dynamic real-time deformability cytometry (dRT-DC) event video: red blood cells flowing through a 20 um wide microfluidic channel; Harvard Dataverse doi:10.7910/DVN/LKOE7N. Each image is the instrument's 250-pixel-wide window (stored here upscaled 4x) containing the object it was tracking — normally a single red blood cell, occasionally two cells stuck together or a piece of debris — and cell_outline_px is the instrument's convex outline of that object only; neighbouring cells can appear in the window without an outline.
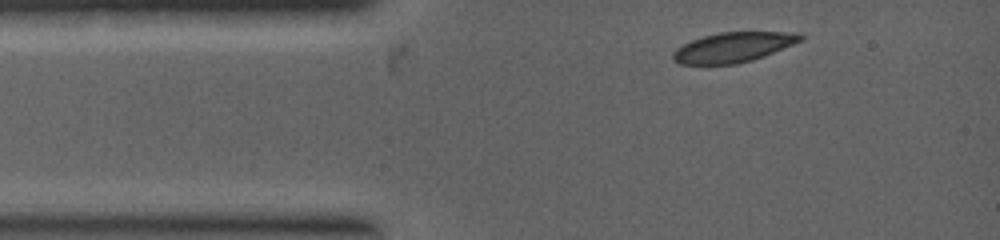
{"species": "common noctule bat (a hibernating species)", "species_latin": "Nyctalus noctula", "temperature_condition": "warm", "stored_images_in_passage": 3, "camera_frame_rate_fps": 5000, "um_per_image_px": 0.085, "animal": {"sex": "female", "body_mass_g": 19.0, "forearm_length_mm": 53.3}, "frame": {"image": 1, "passage_image": 1, "time_ms": 0.0, "image_size_px": [1000, 240], "cell_outline_px": [[804, 40], [764, 56], [752, 60], [736, 64], [680, 64], [672, 60], [672, 52], [676, 48], [692, 40], [704, 36], [720, 32], [784, 32], [804, 36]], "centroid_in_image_um": [62.29, 4.03], "position_along_channel_um": 22.7, "area_um2": 22.08}}
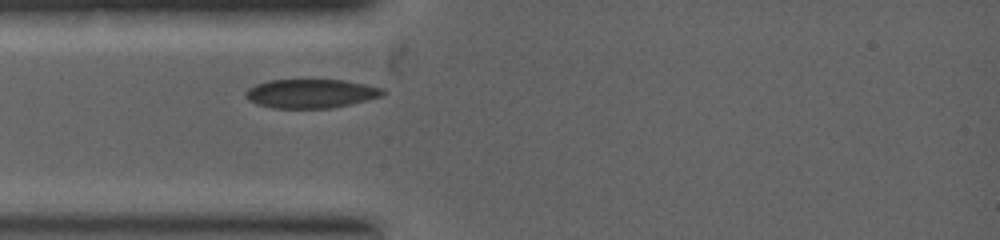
{"frame": {"image": 2, "passage_image": 3, "time_ms": 1.0, "image_size_px": [1000, 240], "cell_outline_px": [[388, 92], [384, 96], [332, 108], [272, 108], [256, 104], [248, 100], [244, 96], [244, 92], [248, 88], [256, 84], [268, 80], [344, 80], [384, 88]], "centroid_in_image_um": [26.43, 7.95], "position_along_channel_um": 58.6, "area_um2": 23.35}}